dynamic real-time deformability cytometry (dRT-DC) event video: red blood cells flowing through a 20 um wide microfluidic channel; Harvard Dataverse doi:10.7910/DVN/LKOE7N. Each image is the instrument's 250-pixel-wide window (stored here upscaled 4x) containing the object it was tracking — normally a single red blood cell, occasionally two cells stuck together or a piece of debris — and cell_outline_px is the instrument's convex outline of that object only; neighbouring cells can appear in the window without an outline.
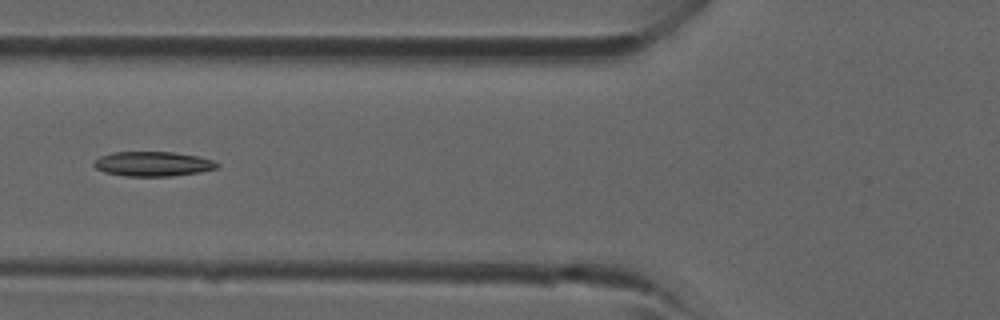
{"species": "common noctule bat (a hibernating species)", "species_latin": "Nyctalus noctula", "temperature_condition": "room temperature", "stored_images_in_passage": 4, "camera_frame_rate_fps": 3000, "um_per_image_px": 0.085, "animal": {"sex": "male", "forearm_length_mm": 52.5}, "frame": {"image": 1, "passage_image": 4, "time_ms": 3.333, "image_size_px": [1000, 320], "cell_outline_px": [[220, 164], [216, 168], [200, 172], [172, 176], [124, 176], [104, 172], [96, 168], [92, 164], [92, 160], [100, 156], [112, 152], [172, 152], [200, 156], [216, 160]], "centroid_in_image_um": [12.99, 13.92], "position_along_channel_um": 112.8, "area_um2": 17.98}}